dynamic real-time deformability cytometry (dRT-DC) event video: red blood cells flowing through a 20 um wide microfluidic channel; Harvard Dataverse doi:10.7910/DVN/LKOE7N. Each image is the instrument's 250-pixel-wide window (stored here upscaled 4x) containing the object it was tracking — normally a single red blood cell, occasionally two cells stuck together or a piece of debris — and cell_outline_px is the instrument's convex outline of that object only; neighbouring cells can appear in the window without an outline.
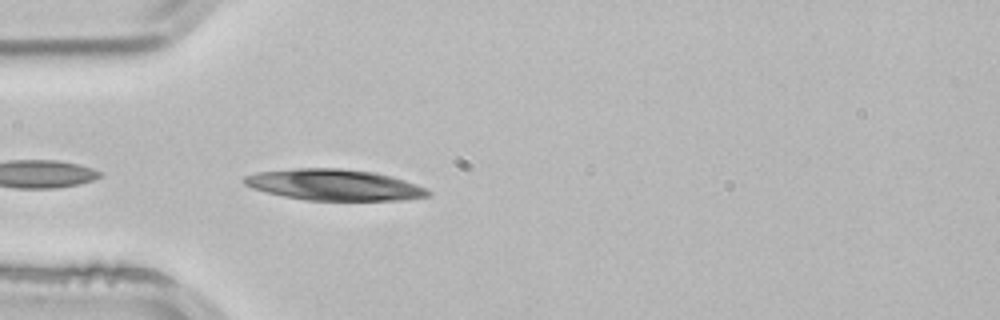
{"species": "common noctule bat (a hibernating species)", "species_latin": "Nyctalus noctula", "temperature_condition": "room temperature", "stored_images_in_passage": 4, "camera_frame_rate_fps": 3000, "um_per_image_px": 0.085, "animal": {"sex": "male", "body_mass_g": 21.5, "forearm_length_mm": 52.0}, "frame": {"image": 1, "passage_image": 4, "time_ms": 1.0, "image_size_px": [1000, 320], "cell_outline_px": [[432, 192], [428, 196], [404, 200], [304, 200], [264, 192], [252, 188], [244, 184], [240, 180], [244, 176], [256, 172], [296, 168], [340, 168], [376, 172], [392, 176], [416, 184]], "centroid_in_image_um": [28.37, 15.71], "position_along_channel_um": 56.6, "area_um2": 33.52}}